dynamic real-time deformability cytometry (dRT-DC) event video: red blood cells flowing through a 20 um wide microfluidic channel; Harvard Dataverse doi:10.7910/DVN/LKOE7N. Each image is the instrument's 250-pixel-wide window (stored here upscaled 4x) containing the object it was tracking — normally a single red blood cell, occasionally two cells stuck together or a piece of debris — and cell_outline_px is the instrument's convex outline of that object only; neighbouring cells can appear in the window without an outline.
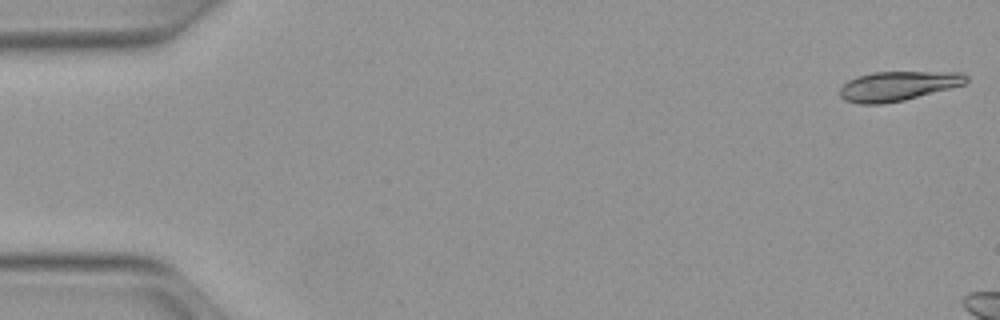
{"species": "Egyptian fruit bat (a non-hibernating species)", "species_latin": "Rousettus aegyptiacus", "temperature_condition": "warm", "stored_images_in_passage": 14, "camera_frame_rate_fps": 3000, "um_per_image_px": 0.085, "animal": {"sex": "female"}, "frame": {"image": 1, "passage_image": 1, "time_ms": 0.0, "image_size_px": [1000, 320], "cell_outline_px": [[968, 80], [964, 84], [904, 100], [884, 104], [860, 104], [844, 100], [840, 96], [840, 88], [848, 80], [856, 76], [872, 72], [960, 72], [968, 76]], "centroid_in_image_um": [76.28, 7.31], "position_along_channel_um": 8.7, "area_um2": 21.68}}